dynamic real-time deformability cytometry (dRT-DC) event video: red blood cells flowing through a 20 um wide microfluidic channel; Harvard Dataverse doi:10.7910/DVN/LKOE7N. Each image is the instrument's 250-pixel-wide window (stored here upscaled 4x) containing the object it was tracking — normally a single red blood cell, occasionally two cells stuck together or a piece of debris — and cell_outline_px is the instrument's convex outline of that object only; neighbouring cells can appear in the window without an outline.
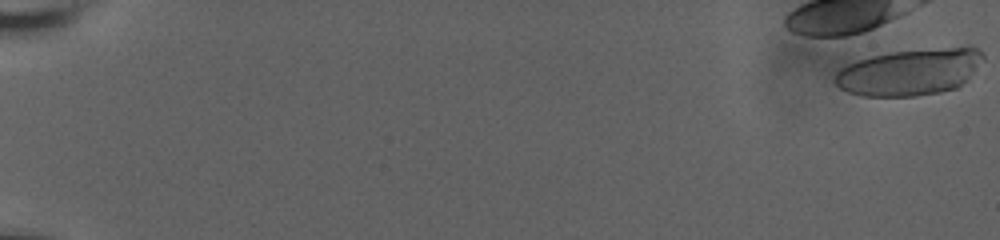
{"species": "human", "species_latin": "Homo sapiens", "temperature_condition": "room temperature", "stored_images_in_passage": 13, "camera_frame_rate_fps": 3000, "um_per_image_px": 0.085, "donor": {"sex": "male"}, "frame": {"image": 1, "passage_image": 1, "time_ms": 0.0, "image_size_px": [1000, 240], "cell_outline_px": [[984, 60], [956, 88], [940, 92], [916, 96], [860, 96], [848, 92], [840, 88], [836, 84], [836, 72], [840, 68], [856, 60], [888, 52], [968, 44], [972, 44], [984, 56]], "centroid_in_image_um": [77.35, 6.08], "position_along_channel_um": 7.6, "area_um2": 40.63}}